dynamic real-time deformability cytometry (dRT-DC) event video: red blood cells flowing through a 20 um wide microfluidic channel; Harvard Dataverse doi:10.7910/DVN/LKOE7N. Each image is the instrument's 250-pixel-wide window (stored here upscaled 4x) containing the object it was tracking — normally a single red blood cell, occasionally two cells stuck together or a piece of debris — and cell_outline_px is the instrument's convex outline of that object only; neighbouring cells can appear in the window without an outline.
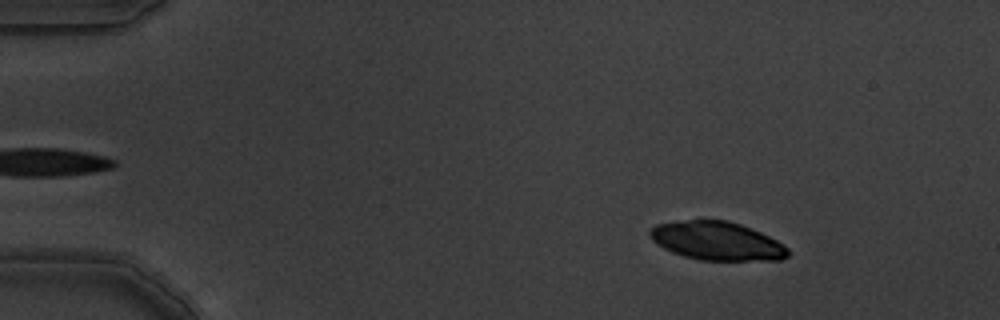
{"species": "common noctule bat (a hibernating species)", "species_latin": "Nyctalus noctula", "temperature_condition": "warm", "stored_images_in_passage": 4, "camera_frame_rate_fps": 3000, "um_per_image_px": 0.085, "animal": {"sex": "male", "body_mass_g": 19.5, "forearm_length_mm": 54.6}, "frame": {"image": 1, "passage_image": 2, "time_ms": 0.333, "image_size_px": [1000, 320], "cell_outline_px": [[788, 256], [780, 260], [700, 260], [684, 256], [672, 252], [656, 244], [648, 236], [648, 232], [656, 224], [688, 220], [728, 220], [740, 224], [760, 232], [784, 244], [788, 248]], "centroid_in_image_um": [60.92, 20.48], "position_along_channel_um": 24.1, "area_um2": 30.92}}